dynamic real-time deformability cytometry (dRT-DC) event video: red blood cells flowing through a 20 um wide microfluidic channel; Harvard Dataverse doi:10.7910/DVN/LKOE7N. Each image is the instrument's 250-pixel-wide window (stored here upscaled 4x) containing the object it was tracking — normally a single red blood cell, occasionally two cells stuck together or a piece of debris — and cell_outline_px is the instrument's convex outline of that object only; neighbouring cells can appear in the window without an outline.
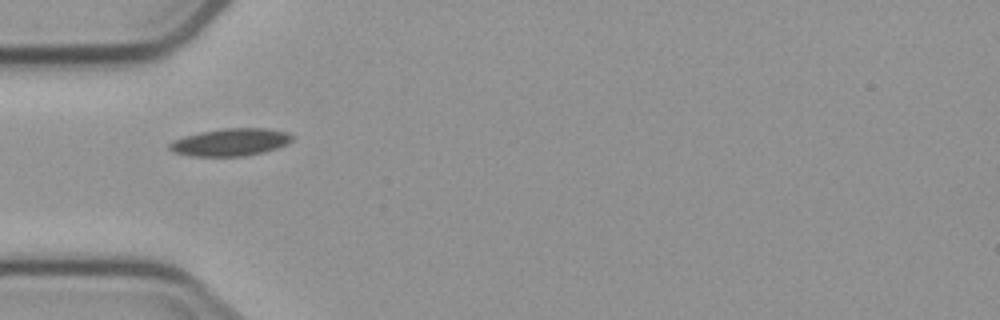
{"species": "common noctule bat (a hibernating species)", "species_latin": "Nyctalus noctula", "temperature_condition": "cold", "stored_images_in_passage": 6, "camera_frame_rate_fps": 3000, "um_per_image_px": 0.085, "animal": {"sex": "male", "body_mass_g": 23.1, "forearm_length_mm": 52.7}, "frame": {"image": 1, "passage_image": 1, "time_ms": 0.0, "image_size_px": [1000, 320], "cell_outline_px": [[296, 136], [288, 144], [264, 152], [244, 156], [192, 156], [176, 152], [168, 148], [168, 144], [172, 140], [184, 136], [200, 132], [224, 128], [268, 128], [288, 132]], "centroid_in_image_um": [19.63, 12.07], "position_along_channel_um": 65.4, "area_um2": 19.77}}
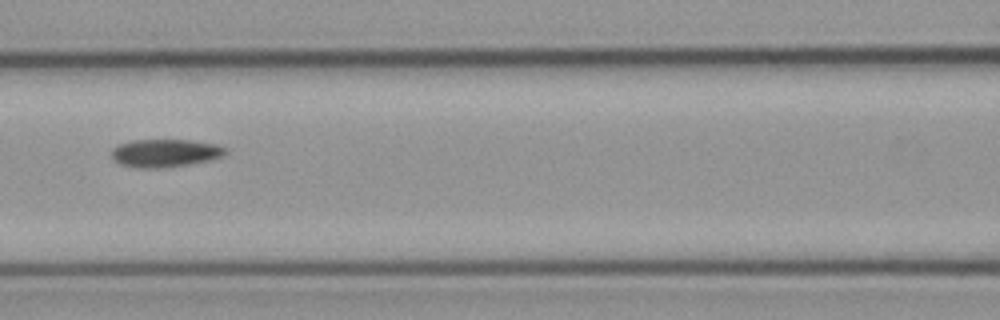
{"frame": {"image": 2, "passage_image": 3, "time_ms": 2.333, "image_size_px": [1000, 320], "cell_outline_px": [[228, 152], [212, 160], [188, 164], [160, 168], [140, 168], [120, 164], [112, 156], [112, 148], [120, 144], [132, 140], [192, 140], [216, 144], [224, 148]], "centroid_in_image_um": [14.04, 13.0], "position_along_channel_um": 152.6, "area_um2": 18.38}}
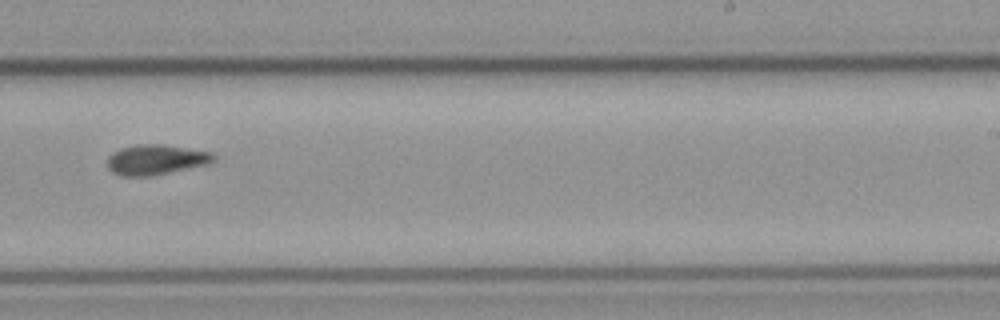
{"frame": {"image": 3, "passage_image": 6, "time_ms": 5.667, "image_size_px": [1000, 320], "cell_outline_px": [[216, 160], [204, 164], [152, 176], [120, 176], [112, 172], [108, 168], [108, 156], [112, 152], [120, 148], [136, 144], [164, 144], [212, 152], [216, 156]], "centroid_in_image_um": [13.21, 13.56], "position_along_channel_um": 275.8, "area_um2": 18.67}}